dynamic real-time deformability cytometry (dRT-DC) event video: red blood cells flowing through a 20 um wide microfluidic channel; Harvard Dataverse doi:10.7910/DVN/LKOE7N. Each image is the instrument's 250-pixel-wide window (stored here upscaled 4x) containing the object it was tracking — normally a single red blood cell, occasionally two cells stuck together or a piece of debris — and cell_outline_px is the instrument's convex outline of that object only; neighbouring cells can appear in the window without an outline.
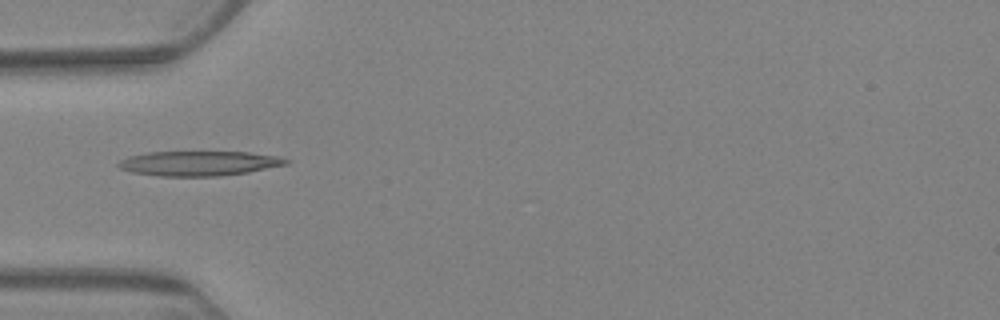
{"species": "Egyptian fruit bat (a non-hibernating species)", "species_latin": "Rousettus aegyptiacus", "temperature_condition": "warm", "stored_images_in_passage": 8, "camera_frame_rate_fps": 3000, "um_per_image_px": 0.085, "animal": {"sex": "female"}, "frame": {"image": 1, "passage_image": 5, "time_ms": 5.667, "image_size_px": [1000, 320], "cell_outline_px": [[292, 160], [288, 164], [248, 172], [216, 176], [160, 176], [132, 172], [120, 168], [116, 164], [120, 160], [128, 156], [148, 152], [248, 152], [276, 156]], "centroid_in_image_um": [16.9, 13.88], "position_along_channel_um": 68.1, "area_um2": 24.1}}
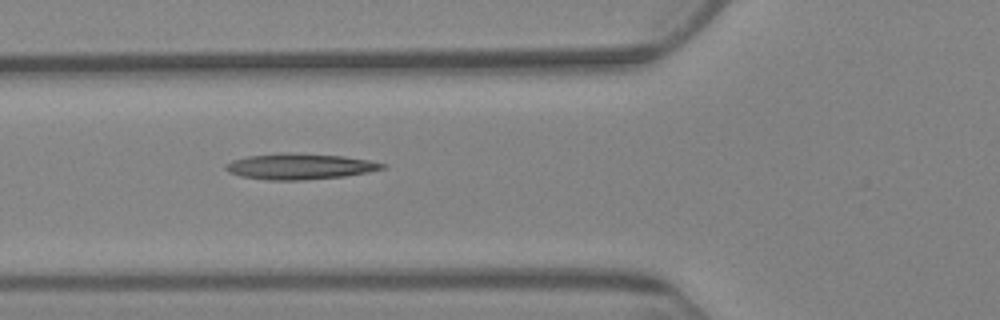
{"frame": {"image": 2, "passage_image": 6, "time_ms": 6.667, "image_size_px": [1000, 320], "cell_outline_px": [[388, 168], [368, 172], [344, 176], [304, 180], [268, 180], [240, 176], [228, 172], [224, 168], [224, 164], [232, 160], [248, 156], [280, 152], [288, 152], [344, 156], [368, 160], [388, 164]], "centroid_in_image_um": [25.48, 14.14], "position_along_channel_um": 100.3, "area_um2": 23.87}}
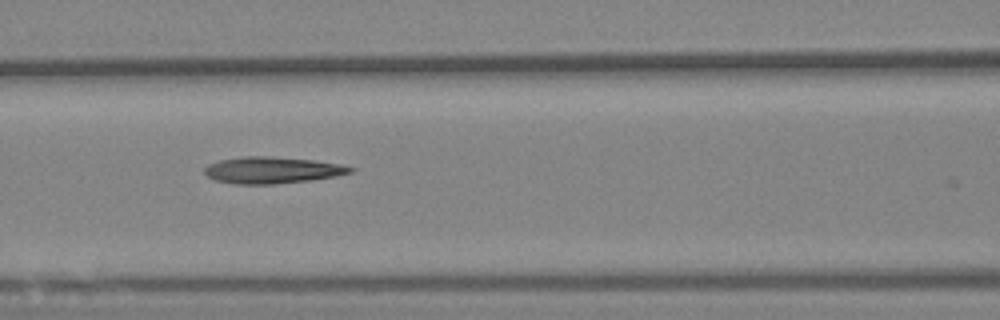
{"frame": {"image": 3, "passage_image": 7, "time_ms": 8.0, "image_size_px": [1000, 320], "cell_outline_px": [[356, 168], [352, 172], [336, 176], [312, 180], [276, 184], [232, 184], [216, 180], [208, 176], [204, 172], [204, 168], [208, 164], [220, 160], [244, 156], [264, 156], [316, 160], [340, 164]], "centroid_in_image_um": [23.15, 14.46], "position_along_channel_um": 143.5, "area_um2": 22.66}}